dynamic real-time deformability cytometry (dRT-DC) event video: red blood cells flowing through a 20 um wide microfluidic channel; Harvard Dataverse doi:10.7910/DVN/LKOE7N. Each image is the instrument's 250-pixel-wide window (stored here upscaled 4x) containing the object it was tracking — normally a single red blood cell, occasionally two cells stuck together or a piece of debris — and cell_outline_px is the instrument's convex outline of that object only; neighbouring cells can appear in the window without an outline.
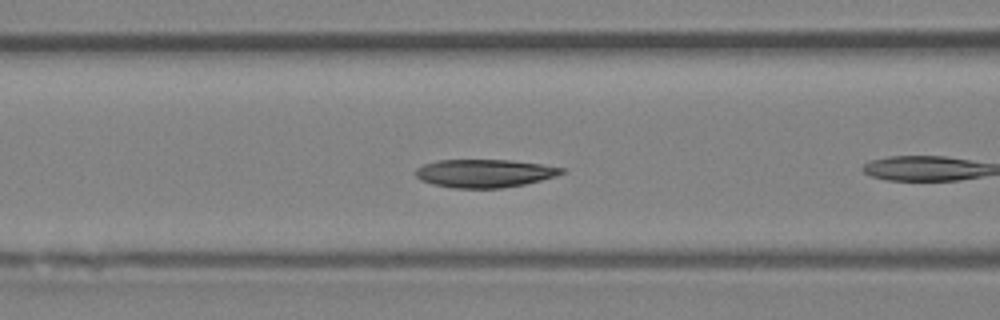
{"species": "Egyptian fruit bat (a non-hibernating species)", "species_latin": "Rousettus aegyptiacus", "temperature_condition": "room temperature", "stored_images_in_passage": 33, "camera_frame_rate_fps": 3000, "um_per_image_px": 0.085, "animal": {"sex": "female"}, "frame": {"image": 1, "passage_image": 5, "time_ms": 1.333, "image_size_px": [1000, 320], "cell_outline_px": [[564, 172], [556, 176], [524, 184], [500, 188], [452, 188], [432, 184], [420, 180], [416, 176], [416, 168], [424, 164], [436, 160], [512, 160], [544, 164], [564, 168]], "centroid_in_image_um": [41.17, 14.72], "position_along_channel_um": 125.4, "area_um2": 23.99}, "authors_computed_cell_mechanics": {"area_um2": 23.4668, "velocity_mm_per_s": 4.1619, "shape_relaxation_time_tau1_ms": 3.9545, "shape_relaxation_time_tau2_ms": 1.1939, "deformation_change_tau1": 0.1217, "deformation_change_tau2": 0.0272}}